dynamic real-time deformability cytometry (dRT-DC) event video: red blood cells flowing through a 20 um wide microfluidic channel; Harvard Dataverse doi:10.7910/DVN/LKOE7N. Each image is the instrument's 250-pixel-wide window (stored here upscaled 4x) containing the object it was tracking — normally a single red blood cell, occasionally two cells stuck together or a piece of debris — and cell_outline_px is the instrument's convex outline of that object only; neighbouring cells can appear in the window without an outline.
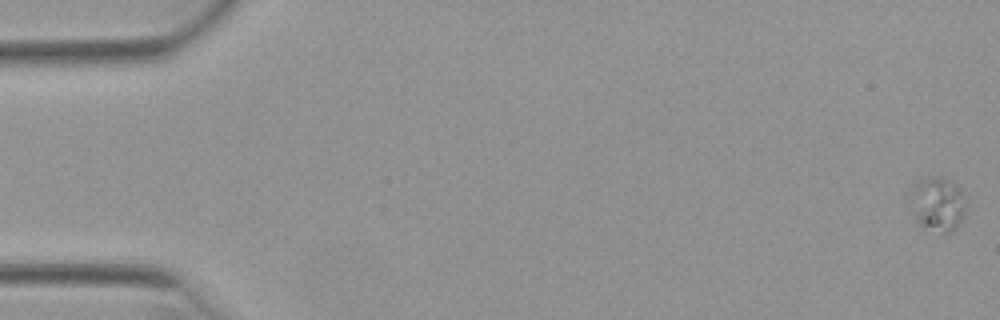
{"species": "Egyptian fruit bat (a non-hibernating species)", "species_latin": "Rousettus aegyptiacus", "temperature_condition": "warm", "stored_images_in_passage": 53, "camera_frame_rate_fps": 3000, "um_per_image_px": 0.085, "animal": {"sex": "female"}, "frame": {"image": 1, "passage_image": 1, "time_ms": 0.0, "image_size_px": [1000, 320], "cell_outline_px": [[964, 216], [956, 228], [952, 232], [944, 232], [920, 224], [916, 220], [908, 192], [912, 184], [924, 176], [944, 176], [960, 188], [964, 196]], "centroid_in_image_um": [79.67, 17.26], "position_along_channel_um": 5.3, "area_um2": 17.69}}
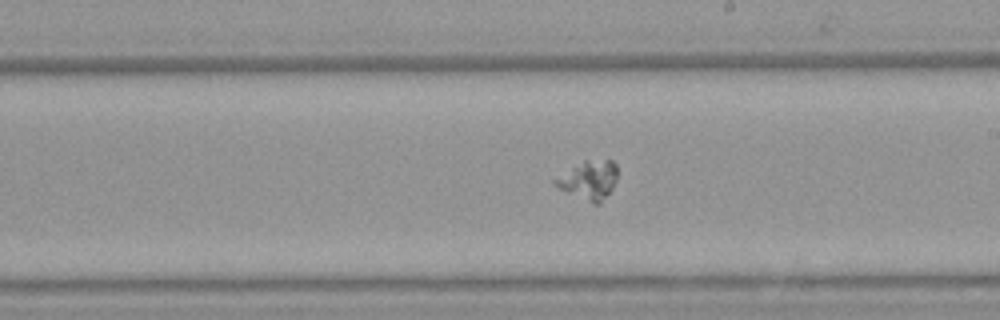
{"frame": {"image": 2, "passage_image": 31, "time_ms": 10.0, "image_size_px": [1000, 320], "cell_outline_px": [[616, 180], [612, 188], [600, 204], [592, 204], [552, 184], [552, 180], [584, 160], [612, 160], [616, 164]], "centroid_in_image_um": [50.05, 15.31], "position_along_channel_um": 238.9, "area_um2": 13.81}}
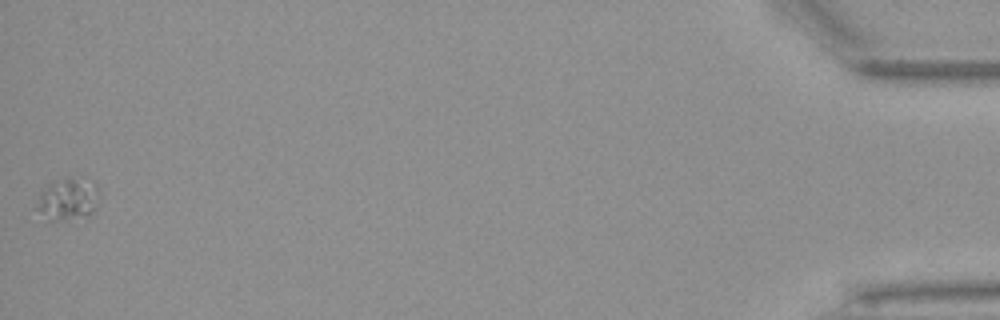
{"frame": {"image": 3, "passage_image": 53, "time_ms": 17.333, "image_size_px": [1000, 320], "cell_outline_px": [[100, 188], [96, 208], [88, 216], [64, 220], [48, 220], [36, 208], [36, 204], [40, 192], [52, 184], [68, 176], [84, 176], [96, 184]], "centroid_in_image_um": [5.84, 16.9], "position_along_channel_um": 429.4, "area_um2": 15.61}}